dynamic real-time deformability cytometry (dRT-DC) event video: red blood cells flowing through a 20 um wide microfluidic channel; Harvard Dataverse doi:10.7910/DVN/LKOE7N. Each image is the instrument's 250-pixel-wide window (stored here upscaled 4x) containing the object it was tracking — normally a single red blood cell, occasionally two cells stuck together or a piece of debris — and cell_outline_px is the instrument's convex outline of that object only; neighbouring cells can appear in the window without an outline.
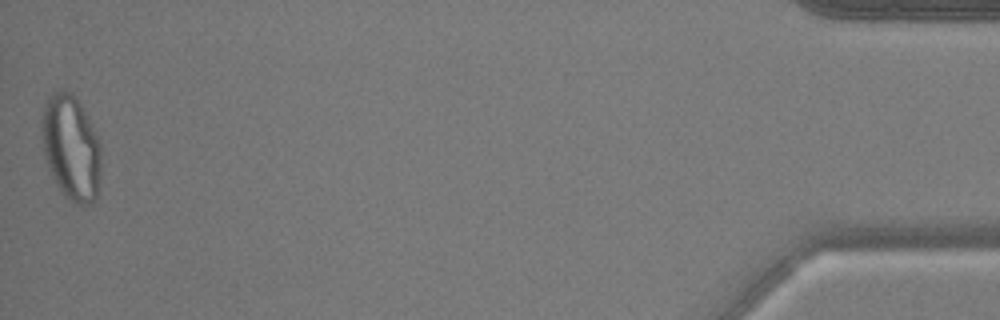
{"species": "common noctule bat (a hibernating species)", "species_latin": "Nyctalus noctula", "temperature_condition": "warm", "stored_images_in_passage": 54, "camera_frame_rate_fps": 3000, "um_per_image_px": 0.085, "animal": {"sex": "male", "body_mass_g": 17.9, "forearm_length_mm": 54.2}, "frame": {"image": 1, "passage_image": 54, "time_ms": 17.667, "image_size_px": [1000, 320], "cell_outline_px": [[100, 172], [96, 200], [92, 204], [80, 204], [64, 196], [56, 184], [48, 168], [44, 156], [40, 124], [40, 120], [48, 96], [52, 92], [72, 92], [88, 116], [96, 136], [100, 148]], "centroid_in_image_um": [6.01, 12.56], "position_along_channel_um": 429.2, "area_um2": 36.24}}